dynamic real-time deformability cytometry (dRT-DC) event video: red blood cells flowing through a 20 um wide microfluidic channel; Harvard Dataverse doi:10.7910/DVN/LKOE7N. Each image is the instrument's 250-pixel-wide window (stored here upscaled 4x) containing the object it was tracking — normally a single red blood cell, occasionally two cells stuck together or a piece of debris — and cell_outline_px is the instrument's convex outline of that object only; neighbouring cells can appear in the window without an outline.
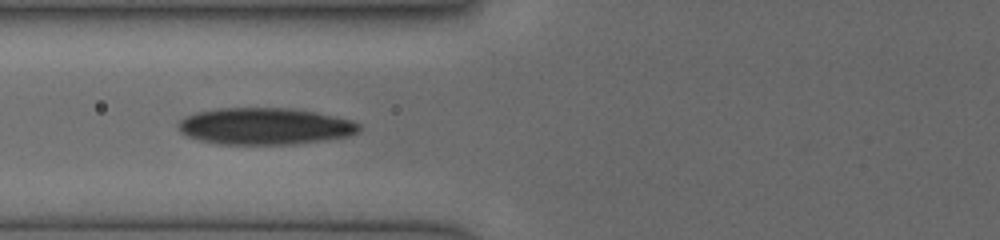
{"species": "human", "species_latin": "Homo sapiens", "temperature_condition": "cold", "stored_images_in_passage": 17, "camera_frame_rate_fps": 3000, "um_per_image_px": 0.085, "donor": {"sex": "female"}, "frame": {"image": 1, "passage_image": 4, "time_ms": 1.0, "image_size_px": [1000, 240], "cell_outline_px": [[360, 128], [356, 132], [348, 136], [296, 144], [220, 144], [200, 140], [188, 136], [180, 132], [176, 124], [184, 116], [196, 112], [216, 108], [292, 108], [316, 112], [352, 120], [360, 124]], "centroid_in_image_um": [22.47, 10.72], "position_along_channel_um": 103.3, "area_um2": 38.78}}
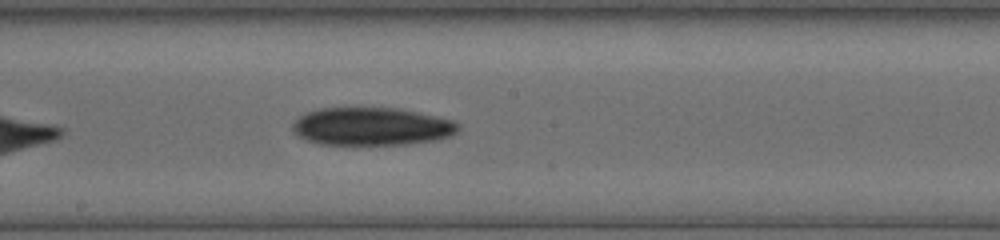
{"frame": {"image": 2, "passage_image": 13, "time_ms": 3.667, "image_size_px": [1000, 240], "cell_outline_px": [[460, 128], [456, 132], [448, 136], [436, 140], [408, 144], [320, 144], [296, 136], [292, 132], [292, 124], [300, 116], [308, 112], [320, 108], [400, 108], [436, 116], [452, 120], [460, 124]], "centroid_in_image_um": [31.59, 10.75], "position_along_channel_um": 216.6, "area_um2": 36.59}}
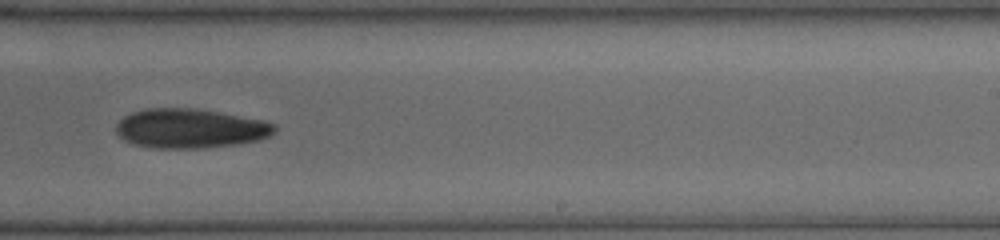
{"frame": {"image": 3, "passage_image": 16, "time_ms": 5.0, "image_size_px": [1000, 240], "cell_outline_px": [[276, 132], [260, 140], [236, 144], [200, 148], [156, 148], [132, 144], [124, 140], [116, 132], [116, 124], [124, 116], [132, 112], [144, 108], [196, 108], [264, 120], [276, 124]], "centroid_in_image_um": [16.17, 10.91], "position_along_channel_um": 272.8, "area_um2": 36.53}}